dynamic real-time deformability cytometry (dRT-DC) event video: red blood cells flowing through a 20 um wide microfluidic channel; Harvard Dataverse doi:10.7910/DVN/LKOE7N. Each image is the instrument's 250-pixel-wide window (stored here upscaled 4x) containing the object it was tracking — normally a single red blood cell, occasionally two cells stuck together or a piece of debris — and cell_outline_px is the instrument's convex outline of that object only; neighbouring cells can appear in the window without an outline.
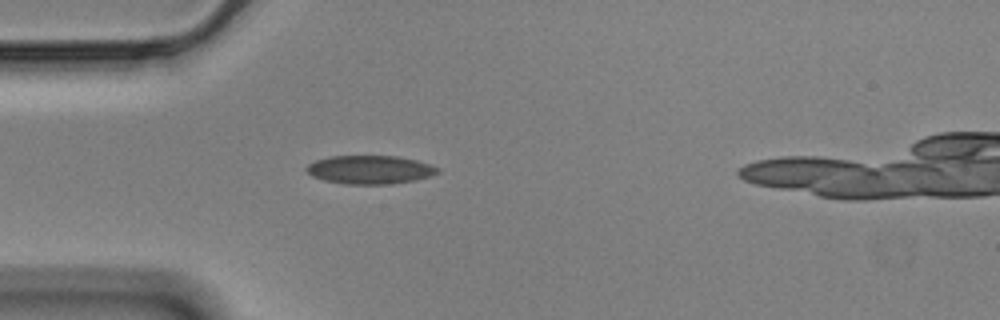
{"species": "Egyptian fruit bat (a non-hibernating species)", "species_latin": "Rousettus aegyptiacus", "temperature_condition": "cold", "stored_images_in_passage": 38, "camera_frame_rate_fps": 3000, "um_per_image_px": 0.085, "animal": {"sex": "male"}, "frame": {"image": 1, "passage_image": 1, "time_ms": 0.0, "image_size_px": [1000, 320], "cell_outline_px": [[440, 172], [432, 176], [392, 184], [344, 184], [324, 180], [312, 176], [304, 168], [308, 164], [316, 160], [328, 156], [400, 156], [416, 160], [440, 168]], "centroid_in_image_um": [31.44, 14.42], "position_along_channel_um": 53.6, "area_um2": 21.85}}
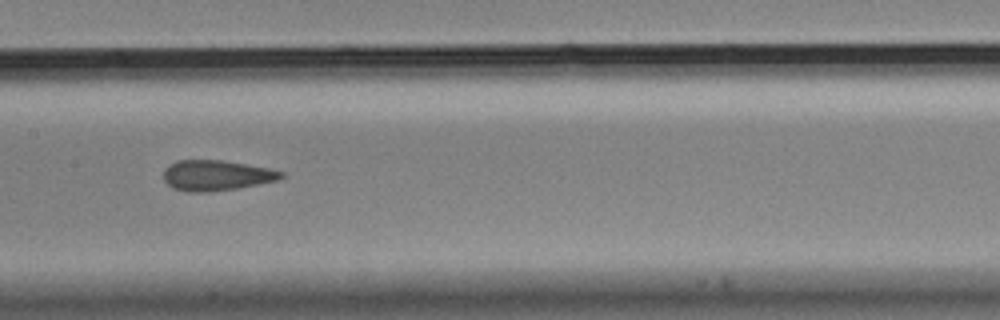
{"frame": {"image": 2, "passage_image": 13, "time_ms": 4.0, "image_size_px": [1000, 320], "cell_outline_px": [[284, 176], [276, 180], [236, 188], [208, 192], [188, 192], [172, 188], [164, 180], [164, 168], [168, 164], [176, 160], [220, 160], [268, 168], [284, 172]], "centroid_in_image_um": [18.32, 14.9], "position_along_channel_um": 189.1, "area_um2": 20.69}}
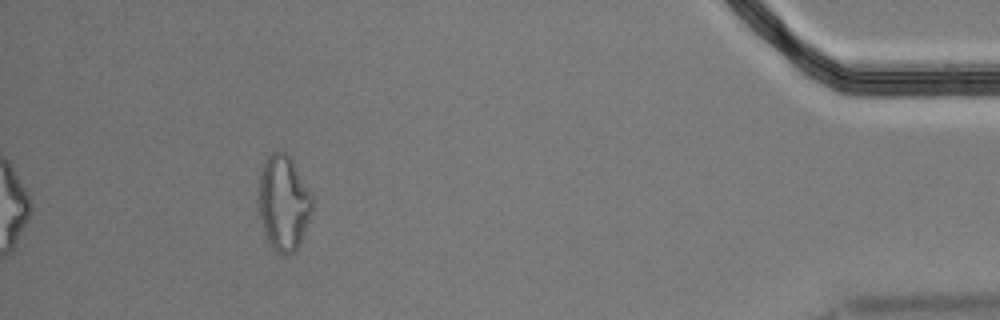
{"frame": {"image": 3, "passage_image": 37, "time_ms": 12.0, "image_size_px": [1000, 320], "cell_outline_px": [[312, 212], [300, 244], [296, 252], [288, 256], [284, 256], [276, 252], [268, 240], [264, 232], [260, 220], [260, 176], [264, 164], [268, 156], [272, 152], [284, 152], [292, 160], [312, 196]], "centroid_in_image_um": [24.12, 17.32], "position_along_channel_um": 411.1, "area_um2": 29.36}}